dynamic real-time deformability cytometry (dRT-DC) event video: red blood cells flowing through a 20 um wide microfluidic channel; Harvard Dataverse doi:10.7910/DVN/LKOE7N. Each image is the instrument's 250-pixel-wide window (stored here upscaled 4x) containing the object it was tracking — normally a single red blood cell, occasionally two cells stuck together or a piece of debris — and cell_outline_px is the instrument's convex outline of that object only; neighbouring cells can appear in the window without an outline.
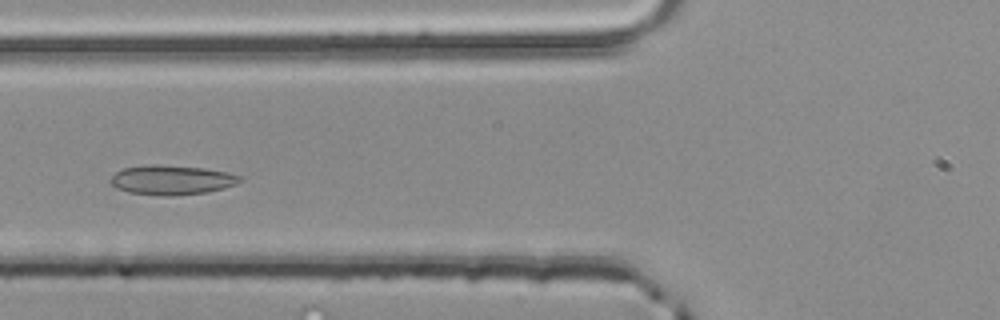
{"species": "common noctule bat (a hibernating species)", "species_latin": "Nyctalus noctula", "temperature_condition": "room temperature", "stored_images_in_passage": 39, "camera_frame_rate_fps": 3000, "um_per_image_px": 0.085, "animal": {"sex": "male", "body_mass_g": 20.4}, "frame": {"image": 1, "passage_image": 7, "time_ms": 2.0, "image_size_px": [1000, 320], "cell_outline_px": [[244, 180], [236, 184], [224, 188], [208, 192], [176, 196], [164, 196], [128, 192], [116, 188], [108, 180], [116, 172], [124, 168], [144, 164], [156, 164], [204, 168], [228, 172], [244, 176]], "centroid_in_image_um": [14.62, 15.29], "position_along_channel_um": 111.2, "area_um2": 22.66}}
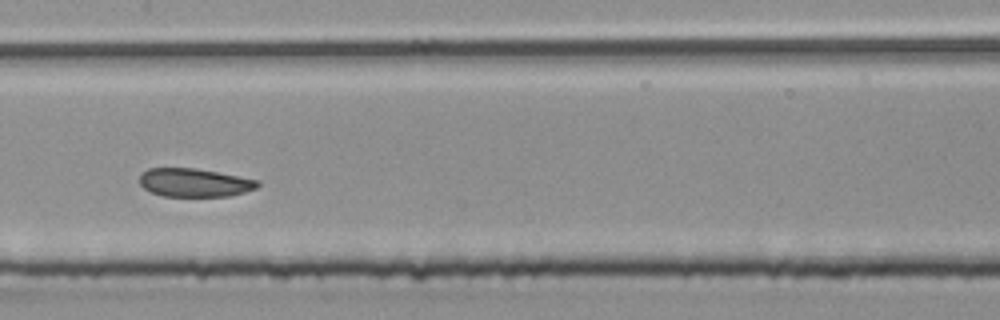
{"frame": {"image": 2, "passage_image": 13, "time_ms": 4.0, "image_size_px": [1000, 320], "cell_outline_px": [[260, 184], [256, 188], [244, 192], [228, 196], [164, 196], [152, 192], [144, 188], [140, 184], [140, 176], [148, 168], [196, 168], [260, 180]], "centroid_in_image_um": [16.55, 15.52], "position_along_channel_um": 190.9, "area_um2": 19.42}}
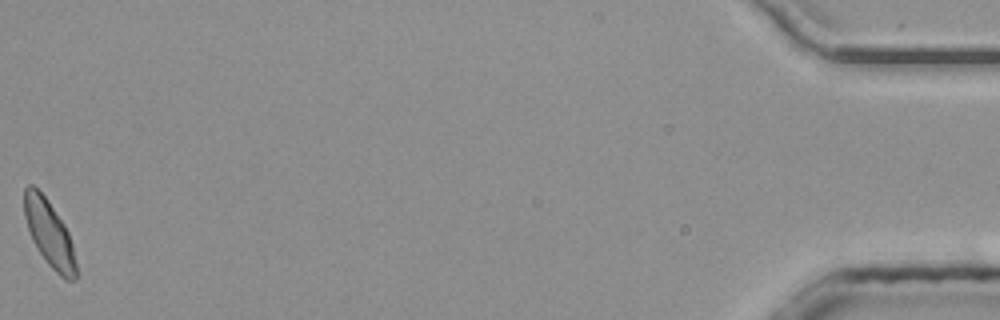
{"frame": {"image": 3, "passage_image": 39, "time_ms": 12.667, "image_size_px": [1000, 320], "cell_outline_px": [[76, 280], [64, 280], [48, 264], [32, 240], [24, 216], [24, 188], [28, 184], [32, 184], [44, 196], [64, 224], [68, 232], [72, 244], [76, 264]], "centroid_in_image_um": [4.18, 19.86], "position_along_channel_um": 431.0, "area_um2": 19.71}}